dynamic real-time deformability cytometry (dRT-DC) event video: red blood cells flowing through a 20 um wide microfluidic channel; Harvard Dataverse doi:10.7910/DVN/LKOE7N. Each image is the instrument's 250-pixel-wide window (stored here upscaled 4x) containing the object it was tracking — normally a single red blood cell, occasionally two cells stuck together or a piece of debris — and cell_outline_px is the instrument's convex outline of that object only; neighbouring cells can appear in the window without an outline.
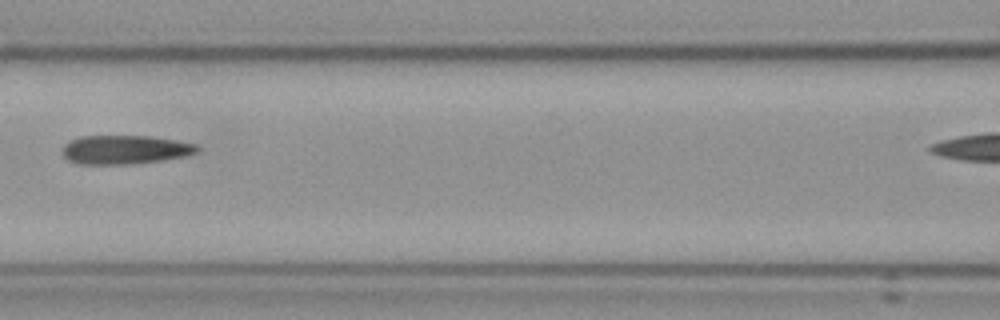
{"species": "Egyptian fruit bat (a non-hibernating species)", "species_latin": "Rousettus aegyptiacus", "temperature_condition": "cold", "stored_images_in_passage": 12, "camera_frame_rate_fps": 3000, "um_per_image_px": 0.085, "frame": {"image": 1, "passage_image": 6, "time_ms": 6.667, "image_size_px": [1000, 320], "cell_outline_px": [[200, 152], [184, 156], [160, 160], [132, 164], [80, 164], [68, 160], [64, 156], [64, 144], [80, 136], [148, 136], [176, 140], [196, 144], [200, 148]], "centroid_in_image_um": [10.65, 12.72], "position_along_channel_um": 155.9, "area_um2": 22.54}}